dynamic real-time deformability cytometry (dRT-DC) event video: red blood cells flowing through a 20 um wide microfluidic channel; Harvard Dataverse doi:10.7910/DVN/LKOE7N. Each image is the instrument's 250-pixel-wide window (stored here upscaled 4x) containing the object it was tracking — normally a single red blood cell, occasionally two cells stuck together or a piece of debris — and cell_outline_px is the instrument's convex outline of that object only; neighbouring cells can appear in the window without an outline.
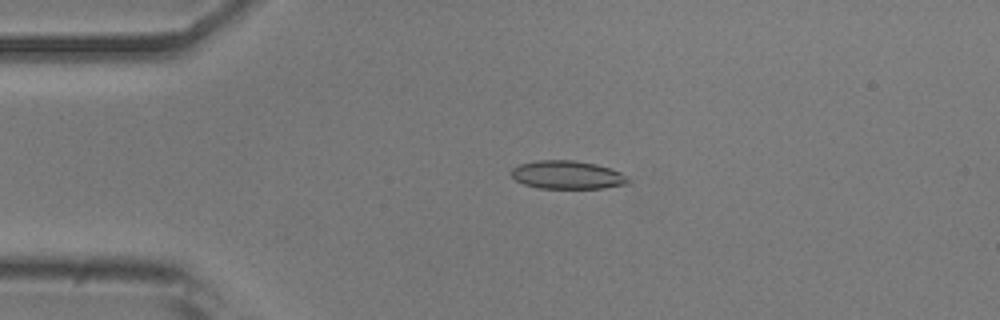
{"species": "common noctule bat (a hibernating species)", "species_latin": "Nyctalus noctula", "temperature_condition": "room temperature", "stored_images_in_passage": 51, "camera_frame_rate_fps": 3000, "um_per_image_px": 0.085, "animal": {"sex": "male", "body_mass_g": 20.5, "forearm_length_mm": 52.5}, "frame": {"image": 1, "passage_image": 11, "time_ms": 3.333, "image_size_px": [1000, 320], "cell_outline_px": [[632, 180], [628, 184], [604, 188], [540, 188], [524, 184], [516, 180], [512, 176], [512, 168], [520, 164], [536, 160], [576, 160], [596, 164], [612, 168], [620, 172]], "centroid_in_image_um": [48.27, 14.86], "position_along_channel_um": 36.7, "area_um2": 19.36}}
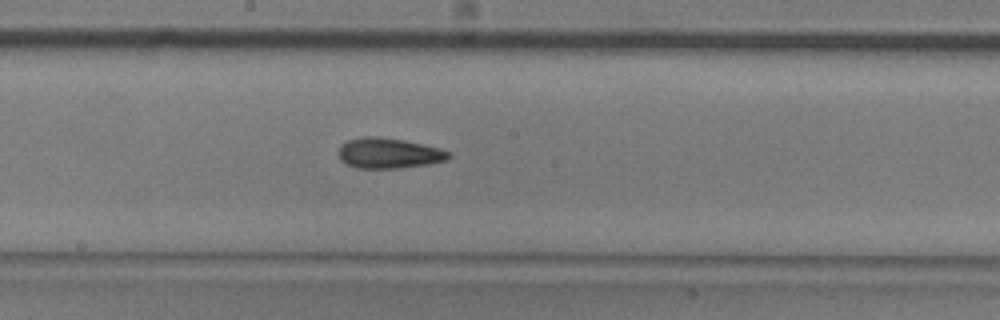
{"frame": {"image": 2, "passage_image": 27, "time_ms": 8.667, "image_size_px": [1000, 320], "cell_outline_px": [[452, 156], [448, 160], [428, 164], [400, 168], [356, 168], [340, 160], [340, 144], [348, 140], [364, 136], [376, 136], [404, 140], [424, 144], [440, 148], [452, 152]], "centroid_in_image_um": [33.1, 13.02], "position_along_channel_um": 215.1, "area_um2": 19.65}}
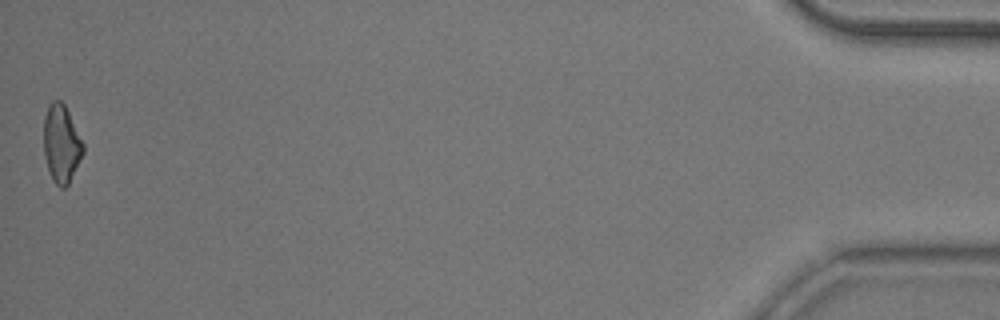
{"frame": {"image": 3, "passage_image": 51, "time_ms": 16.667, "image_size_px": [1000, 320], "cell_outline_px": [[84, 152], [68, 184], [64, 188], [60, 188], [52, 180], [48, 168], [44, 152], [44, 116], [48, 104], [52, 100], [60, 100], [64, 104], [84, 144]], "centroid_in_image_um": [5.21, 12.21], "position_along_channel_um": 430.0, "area_um2": 17.74}, "authors_computed_cell_mechanics": {"area_um2": 18.8428, "velocity_mm_per_s": 3.9092, "shape_relaxation_time_tau1_ms": 7.8965, "shape_relaxation_time_tau2_ms": 2.5185, "deformation_change_tau1": 0.1843, "deformation_change_tau2": 0.0968}}